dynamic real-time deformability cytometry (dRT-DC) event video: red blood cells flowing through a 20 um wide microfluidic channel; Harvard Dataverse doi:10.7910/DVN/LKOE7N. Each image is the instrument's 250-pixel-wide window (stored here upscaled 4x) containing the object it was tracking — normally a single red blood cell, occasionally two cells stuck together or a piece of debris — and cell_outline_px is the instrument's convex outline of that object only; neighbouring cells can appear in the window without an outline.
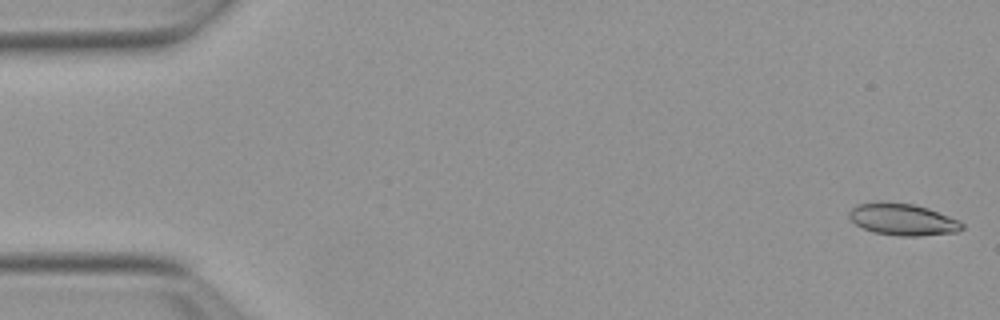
{"species": "Egyptian fruit bat (a non-hibernating species)", "species_latin": "Rousettus aegyptiacus", "temperature_condition": "warm", "stored_images_in_passage": 52, "camera_frame_rate_fps": 3000, "um_per_image_px": 0.085, "animal": {"sex": "female"}, "frame": {"image": 1, "passage_image": 1, "time_ms": 0.0, "image_size_px": [1000, 320], "cell_outline_px": [[964, 228], [956, 232], [920, 236], [900, 236], [872, 232], [856, 224], [848, 216], [848, 212], [856, 204], [876, 200], [884, 200], [916, 204], [928, 208], [948, 216], [964, 224]], "centroid_in_image_um": [76.68, 18.62], "position_along_channel_um": 8.3, "area_um2": 21.27}}
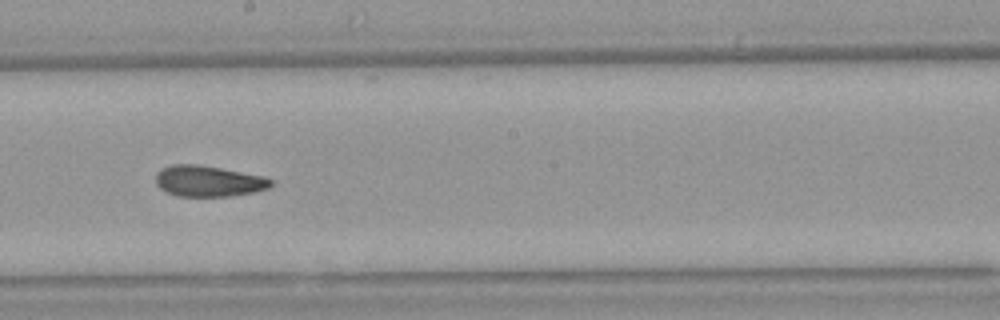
{"frame": {"image": 2, "passage_image": 29, "time_ms": 9.333, "image_size_px": [1000, 320], "cell_outline_px": [[272, 184], [268, 188], [252, 192], [228, 196], [180, 196], [168, 192], [160, 188], [156, 184], [156, 172], [160, 168], [172, 164], [196, 164], [220, 168], [264, 176], [272, 180]], "centroid_in_image_um": [17.68, 15.38], "position_along_channel_um": 230.5, "area_um2": 20.63}}
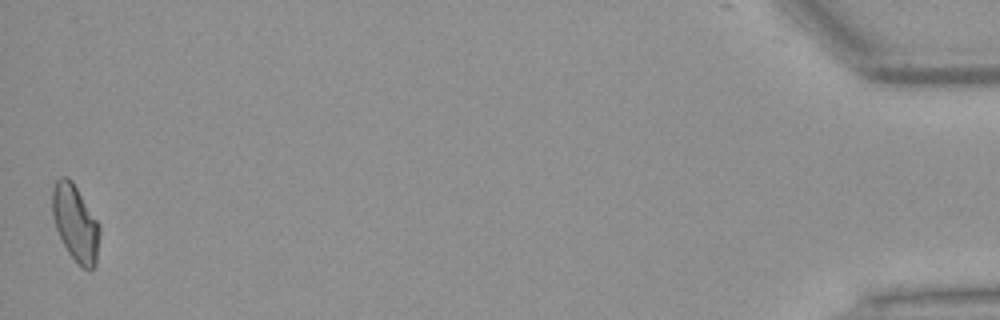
{"frame": {"image": 3, "passage_image": 52, "time_ms": 17.0, "image_size_px": [1000, 320], "cell_outline_px": [[100, 232], [96, 264], [92, 268], [84, 268], [68, 252], [56, 228], [52, 216], [52, 188], [56, 180], [60, 176], [68, 176], [72, 180], [100, 224]], "centroid_in_image_um": [6.41, 18.9], "position_along_channel_um": 428.8, "area_um2": 20.98}, "authors_computed_cell_mechanics": {"area_um2": 20.9814, "velocity_mm_per_s": 3.8605, "shape_relaxation_time_tau1_ms": null, "shape_relaxation_time_tau2_ms": 2.9209, "deformation_change_tau1": null, "deformation_change_tau2": 0.0931}}